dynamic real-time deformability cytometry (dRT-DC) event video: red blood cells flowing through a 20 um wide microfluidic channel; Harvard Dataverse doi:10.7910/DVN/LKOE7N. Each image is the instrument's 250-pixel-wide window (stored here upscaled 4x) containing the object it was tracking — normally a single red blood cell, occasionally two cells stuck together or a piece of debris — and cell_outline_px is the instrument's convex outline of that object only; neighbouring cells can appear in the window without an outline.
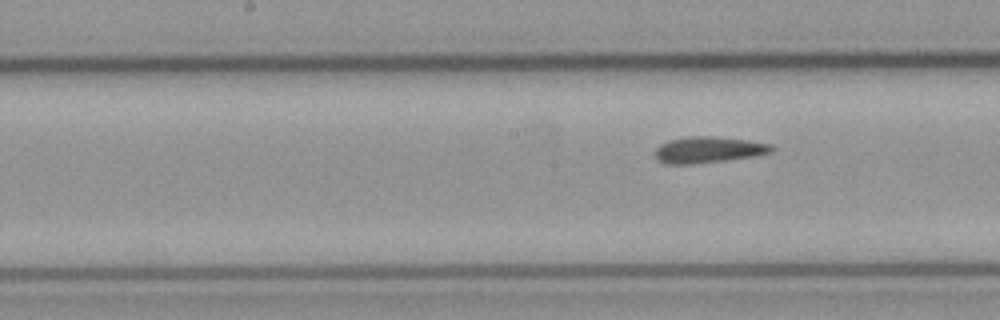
{"species": "common noctule bat (a hibernating species)", "species_latin": "Nyctalus noctula", "temperature_condition": "cold", "stored_images_in_passage": 9, "segment_of_instrument_passage": [2, 2], "camera_frame_rate_fps": 3000, "um_per_image_px": 0.085, "animal": {"sex": "male", "body_mass_g": 23.1, "forearm_length_mm": 52.7}, "frame": {"image": 1, "passage_image": 9, "time_ms": 10.333, "image_size_px": [1000, 320], "cell_outline_px": [[776, 148], [772, 152], [756, 156], [692, 164], [664, 164], [656, 160], [656, 148], [660, 144], [668, 140], [688, 136], [712, 136], [748, 140], [772, 144]], "centroid_in_image_um": [60.22, 12.73], "position_along_channel_um": 188.0, "area_um2": 17.98}}